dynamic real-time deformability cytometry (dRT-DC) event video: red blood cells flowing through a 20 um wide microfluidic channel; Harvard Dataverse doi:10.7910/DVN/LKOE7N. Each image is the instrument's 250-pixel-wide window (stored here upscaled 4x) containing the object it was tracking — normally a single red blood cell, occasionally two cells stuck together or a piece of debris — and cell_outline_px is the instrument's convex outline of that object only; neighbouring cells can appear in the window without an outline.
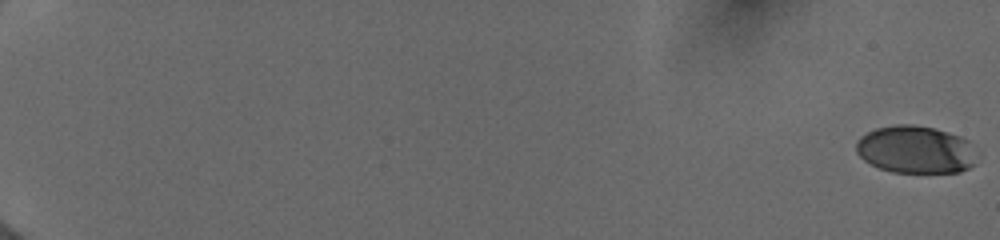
{"species": "human", "species_latin": "Homo sapiens", "temperature_condition": "cold", "stored_images_in_passage": 56, "camera_frame_rate_fps": 3000, "um_per_image_px": 0.085, "donor": {"sex": "female"}, "frame": {"image": 1, "passage_image": 1, "time_ms": 0.0, "image_size_px": [1000, 240], "cell_outline_px": [[976, 164], [960, 172], [892, 172], [880, 168], [864, 160], [856, 152], [856, 140], [860, 136], [876, 128], [896, 124], [912, 124], [932, 128], [960, 136], [968, 140]], "centroid_in_image_um": [77.78, 12.71], "position_along_channel_um": 7.2, "area_um2": 33.18}}
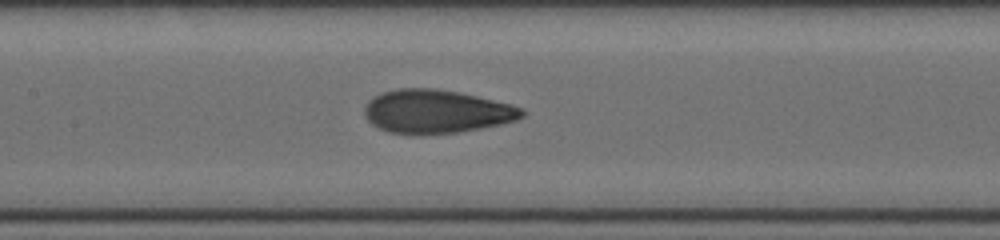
{"frame": {"image": 2, "passage_image": 31, "time_ms": 10.0, "image_size_px": [1000, 240], "cell_outline_px": [[524, 116], [516, 120], [500, 124], [480, 128], [456, 132], [420, 136], [388, 132], [372, 124], [364, 116], [364, 108], [368, 100], [384, 92], [396, 88], [436, 88], [460, 92], [524, 108]], "centroid_in_image_um": [37.05, 9.49], "position_along_channel_um": 170.3, "area_um2": 40.06}}
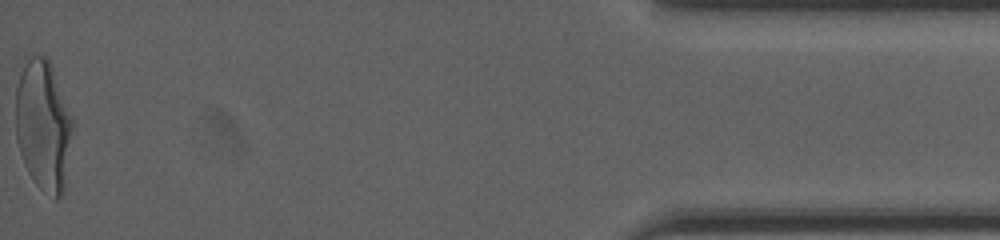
{"frame": {"image": 3, "passage_image": 56, "time_ms": 18.333, "image_size_px": [1000, 240], "cell_outline_px": [[72, 128], [64, 188], [60, 196], [56, 200], [40, 188], [32, 180], [24, 164], [16, 140], [16, 88], [20, 76], [28, 60], [32, 56], [44, 56], [48, 60], [52, 68], [72, 116]], "centroid_in_image_um": [3.67, 10.71], "position_along_channel_um": 431.5, "area_um2": 42.54}, "authors_computed_cell_mechanics": {"area_um2": 38.437, "velocity_mm_per_s": 4.0047, "shape_relaxation_time_tau1_ms": 4.991, "shape_relaxation_time_tau2_ms": 0.8536, "deformation_change_tau1": 0.2003, "deformation_change_tau2": 0.075}}